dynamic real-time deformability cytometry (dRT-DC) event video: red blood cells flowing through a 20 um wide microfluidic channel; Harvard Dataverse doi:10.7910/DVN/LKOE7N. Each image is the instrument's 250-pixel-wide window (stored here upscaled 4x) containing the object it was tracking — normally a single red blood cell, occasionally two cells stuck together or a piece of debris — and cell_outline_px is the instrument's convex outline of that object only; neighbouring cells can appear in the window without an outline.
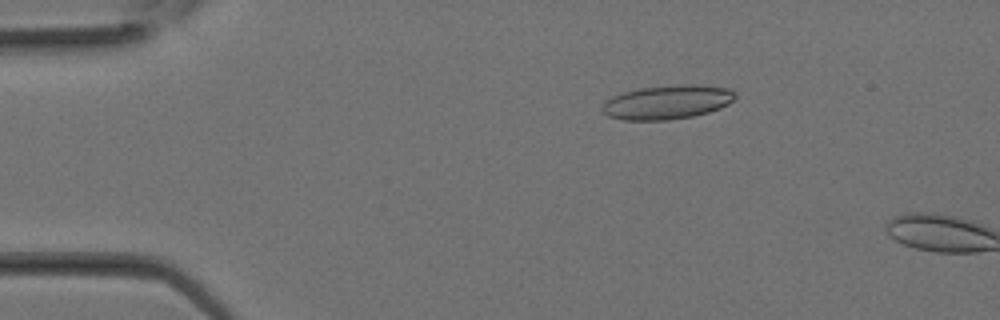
{"species": "Egyptian fruit bat (a non-hibernating species)", "species_latin": "Rousettus aegyptiacus", "temperature_condition": "room temperature", "stored_images_in_passage": 6, "camera_frame_rate_fps": 3000, "um_per_image_px": 0.085, "animal": {"sex": "female"}, "frame": {"image": 1, "passage_image": 5, "time_ms": 1.333, "image_size_px": [1000, 320], "cell_outline_px": [[736, 96], [728, 104], [720, 108], [708, 112], [692, 116], [668, 120], [624, 120], [608, 116], [600, 108], [612, 96], [624, 92], [640, 88], [680, 84], [704, 84], [728, 88], [736, 92]], "centroid_in_image_um": [56.75, 8.67], "position_along_channel_um": 28.3, "area_um2": 26.41}}